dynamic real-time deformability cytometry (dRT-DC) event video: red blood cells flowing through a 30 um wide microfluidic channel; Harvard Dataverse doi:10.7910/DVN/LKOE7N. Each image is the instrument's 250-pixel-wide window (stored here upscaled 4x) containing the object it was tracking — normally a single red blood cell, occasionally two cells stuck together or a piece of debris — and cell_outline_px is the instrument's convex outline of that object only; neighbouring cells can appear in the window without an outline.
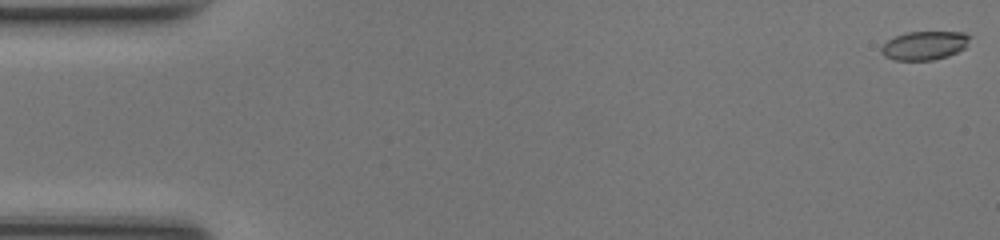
{"species": "common noctule bat (a hibernating species)", "species_latin": "Nyctalus noctula", "temperature_condition": "room temperature", "stored_images_in_passage": 50, "camera_frame_rate_fps": 3000, "um_per_image_px": 0.085, "animal": {"sex": "female", "body_mass_g": 17.0, "forearm_length_mm": 48.0}, "frame": {"image": 1, "passage_image": 1, "time_ms": 0.0, "image_size_px": [1000, 240], "cell_outline_px": [[972, 36], [964, 48], [948, 56], [932, 60], [896, 60], [884, 56], [880, 52], [880, 48], [888, 40], [896, 36], [908, 32], [964, 32]], "centroid_in_image_um": [78.58, 3.86], "position_along_channel_um": 6.4, "area_um2": 14.74}}
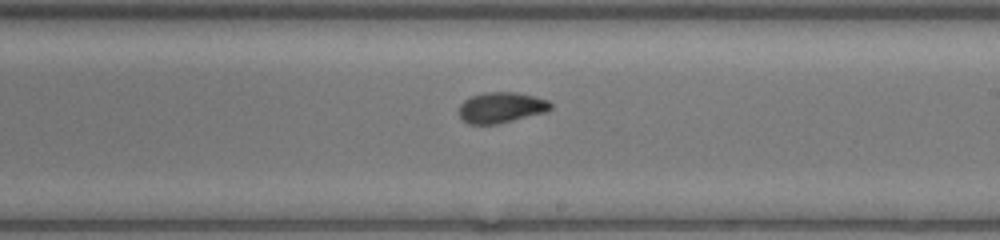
{"frame": {"image": 2, "passage_image": 29, "time_ms": 9.333, "image_size_px": [1000, 240], "cell_outline_px": [[552, 108], [544, 112], [496, 124], [468, 124], [460, 116], [460, 104], [464, 100], [472, 96], [484, 92], [516, 92], [548, 100], [552, 104]], "centroid_in_image_um": [42.59, 9.13], "position_along_channel_um": 246.4, "area_um2": 16.13}}
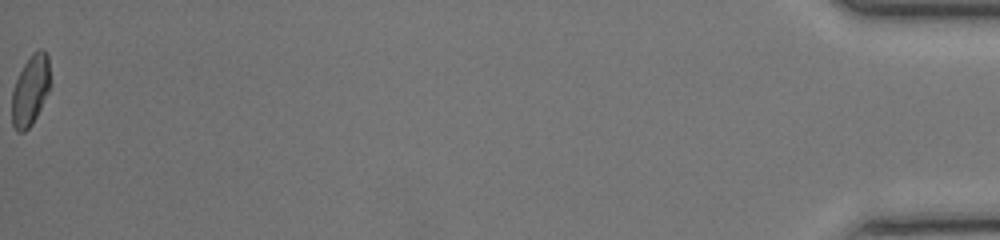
{"frame": {"image": 3, "passage_image": 50, "time_ms": 16.333, "image_size_px": [1000, 240], "cell_outline_px": [[48, 92], [32, 124], [24, 132], [16, 132], [12, 124], [12, 92], [16, 80], [24, 64], [32, 52], [40, 48], [44, 48], [48, 52]], "centroid_in_image_um": [2.56, 7.66], "position_along_channel_um": 432.6, "area_um2": 15.49}, "authors_computed_cell_mechanics": {"area_um2": 16.0973, "velocity_mm_per_s": 4.2484, "shape_relaxation_time_tau1_ms": 4.8394, "shape_relaxation_time_tau2_ms": 1.1078, "deformation_change_tau1": 0.1364, "deformation_change_tau2": 0.0587}}